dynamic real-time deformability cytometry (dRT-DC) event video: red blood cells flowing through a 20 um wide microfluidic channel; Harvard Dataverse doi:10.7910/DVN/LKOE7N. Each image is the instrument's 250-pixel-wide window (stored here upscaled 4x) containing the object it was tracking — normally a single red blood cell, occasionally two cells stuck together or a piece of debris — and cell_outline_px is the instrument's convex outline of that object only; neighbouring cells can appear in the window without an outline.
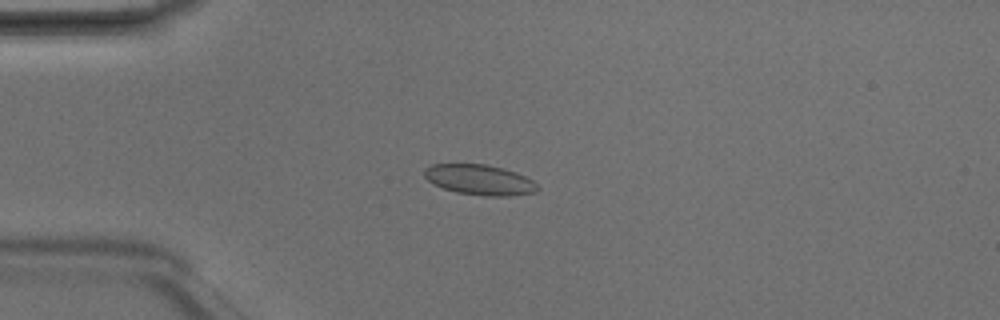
{"species": "Egyptian fruit bat (a non-hibernating species)", "species_latin": "Rousettus aegyptiacus", "temperature_condition": "room temperature", "stored_images_in_passage": 5, "camera_frame_rate_fps": 3000, "um_per_image_px": 0.085, "animal": {"sex": "male"}, "frame": {"image": 1, "passage_image": 3, "time_ms": 0.667, "image_size_px": [1000, 320], "cell_outline_px": [[540, 188], [536, 192], [512, 196], [484, 196], [456, 192], [432, 184], [424, 176], [424, 168], [432, 164], [484, 164], [504, 168], [516, 172], [532, 180]], "centroid_in_image_um": [40.77, 15.28], "position_along_channel_um": 44.2, "area_um2": 20.11}}
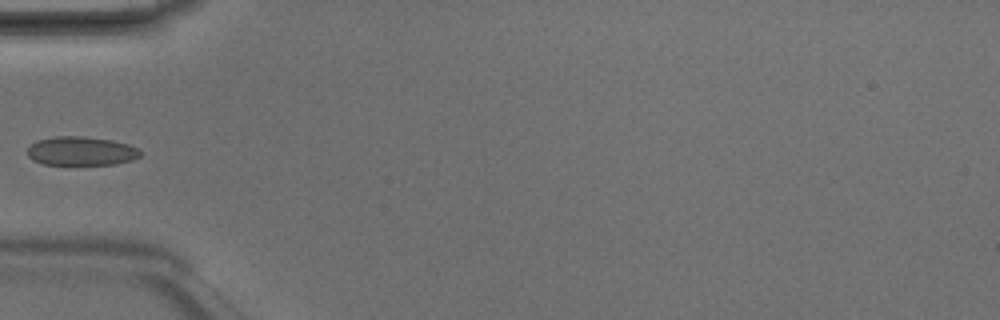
{"frame": {"image": 2, "passage_image": 4, "time_ms": 1.0, "image_size_px": [1000, 320], "cell_outline_px": [[140, 156], [132, 160], [116, 164], [44, 164], [32, 160], [28, 156], [28, 148], [36, 140], [56, 136], [80, 136], [112, 140], [128, 144], [140, 148]], "centroid_in_image_um": [6.91, 12.83], "position_along_channel_um": 78.1, "area_um2": 18.96}}